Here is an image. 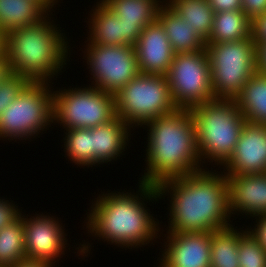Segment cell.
<instances>
[{"label":"cell","instance_id":"6da1fadb","mask_svg":"<svg viewBox=\"0 0 266 267\" xmlns=\"http://www.w3.org/2000/svg\"><path fill=\"white\" fill-rule=\"evenodd\" d=\"M136 190V193L134 190H109L95 197L82 225L86 226L83 229H87V234L125 250L158 243L156 239L159 237L160 240L161 237V222L153 217L154 214L147 207V203L159 201L157 187L138 182Z\"/></svg>","mask_w":266,"mask_h":267},{"label":"cell","instance_id":"7a4b0ae2","mask_svg":"<svg viewBox=\"0 0 266 267\" xmlns=\"http://www.w3.org/2000/svg\"><path fill=\"white\" fill-rule=\"evenodd\" d=\"M217 170L204 168L156 186L160 199H171L166 232H212L232 225L228 179Z\"/></svg>","mask_w":266,"mask_h":267},{"label":"cell","instance_id":"3957f363","mask_svg":"<svg viewBox=\"0 0 266 267\" xmlns=\"http://www.w3.org/2000/svg\"><path fill=\"white\" fill-rule=\"evenodd\" d=\"M142 128H147L148 134L144 150L146 166L139 182L157 186L163 180L204 169L189 109L177 108L172 113L150 120Z\"/></svg>","mask_w":266,"mask_h":267},{"label":"cell","instance_id":"277c9868","mask_svg":"<svg viewBox=\"0 0 266 267\" xmlns=\"http://www.w3.org/2000/svg\"><path fill=\"white\" fill-rule=\"evenodd\" d=\"M52 13L37 23L5 34V54L12 73L31 82H52L70 62L69 38L55 24Z\"/></svg>","mask_w":266,"mask_h":267},{"label":"cell","instance_id":"5b68a950","mask_svg":"<svg viewBox=\"0 0 266 267\" xmlns=\"http://www.w3.org/2000/svg\"><path fill=\"white\" fill-rule=\"evenodd\" d=\"M190 112L202 167L213 164L219 169L232 156L246 121L236 99H212L194 106Z\"/></svg>","mask_w":266,"mask_h":267},{"label":"cell","instance_id":"8992f818","mask_svg":"<svg viewBox=\"0 0 266 267\" xmlns=\"http://www.w3.org/2000/svg\"><path fill=\"white\" fill-rule=\"evenodd\" d=\"M51 83L54 84L29 81L25 85L0 116V140L16 142L30 139L31 142V138L44 134L53 126L54 87Z\"/></svg>","mask_w":266,"mask_h":267},{"label":"cell","instance_id":"52a82bcc","mask_svg":"<svg viewBox=\"0 0 266 267\" xmlns=\"http://www.w3.org/2000/svg\"><path fill=\"white\" fill-rule=\"evenodd\" d=\"M215 99H236L257 72L256 42L252 37L223 43H206Z\"/></svg>","mask_w":266,"mask_h":267},{"label":"cell","instance_id":"ba28073f","mask_svg":"<svg viewBox=\"0 0 266 267\" xmlns=\"http://www.w3.org/2000/svg\"><path fill=\"white\" fill-rule=\"evenodd\" d=\"M116 116L133 130L177 109L166 75L139 73L115 94Z\"/></svg>","mask_w":266,"mask_h":267},{"label":"cell","instance_id":"9c48e42d","mask_svg":"<svg viewBox=\"0 0 266 267\" xmlns=\"http://www.w3.org/2000/svg\"><path fill=\"white\" fill-rule=\"evenodd\" d=\"M82 87V88H81ZM53 125L68 130L95 128L115 119V95L93 86L57 88L53 92Z\"/></svg>","mask_w":266,"mask_h":267},{"label":"cell","instance_id":"30bf717a","mask_svg":"<svg viewBox=\"0 0 266 267\" xmlns=\"http://www.w3.org/2000/svg\"><path fill=\"white\" fill-rule=\"evenodd\" d=\"M166 76L174 105L179 109L190 110L196 105L215 99L206 48L176 53Z\"/></svg>","mask_w":266,"mask_h":267},{"label":"cell","instance_id":"8fae6325","mask_svg":"<svg viewBox=\"0 0 266 267\" xmlns=\"http://www.w3.org/2000/svg\"><path fill=\"white\" fill-rule=\"evenodd\" d=\"M84 42L82 59L86 60L91 86L115 95L140 73L134 46Z\"/></svg>","mask_w":266,"mask_h":267},{"label":"cell","instance_id":"7c38bea8","mask_svg":"<svg viewBox=\"0 0 266 267\" xmlns=\"http://www.w3.org/2000/svg\"><path fill=\"white\" fill-rule=\"evenodd\" d=\"M22 213L25 212L21 211L20 214L23 216L26 258L57 266L56 263L64 257L66 248L70 246L67 243L65 224L50 213H36L34 216Z\"/></svg>","mask_w":266,"mask_h":267},{"label":"cell","instance_id":"4fadbf2b","mask_svg":"<svg viewBox=\"0 0 266 267\" xmlns=\"http://www.w3.org/2000/svg\"><path fill=\"white\" fill-rule=\"evenodd\" d=\"M157 267H210L211 232H166Z\"/></svg>","mask_w":266,"mask_h":267},{"label":"cell","instance_id":"5bb4252c","mask_svg":"<svg viewBox=\"0 0 266 267\" xmlns=\"http://www.w3.org/2000/svg\"><path fill=\"white\" fill-rule=\"evenodd\" d=\"M220 168L225 175L266 173V124L245 121L232 156Z\"/></svg>","mask_w":266,"mask_h":267},{"label":"cell","instance_id":"9a60e30c","mask_svg":"<svg viewBox=\"0 0 266 267\" xmlns=\"http://www.w3.org/2000/svg\"><path fill=\"white\" fill-rule=\"evenodd\" d=\"M225 176L231 217L245 214L253 219L266 214V173Z\"/></svg>","mask_w":266,"mask_h":267},{"label":"cell","instance_id":"2e32d148","mask_svg":"<svg viewBox=\"0 0 266 267\" xmlns=\"http://www.w3.org/2000/svg\"><path fill=\"white\" fill-rule=\"evenodd\" d=\"M134 49L139 71L144 74L167 75L176 54L158 20L145 27Z\"/></svg>","mask_w":266,"mask_h":267},{"label":"cell","instance_id":"e0dca14e","mask_svg":"<svg viewBox=\"0 0 266 267\" xmlns=\"http://www.w3.org/2000/svg\"><path fill=\"white\" fill-rule=\"evenodd\" d=\"M112 12L122 20L123 39L135 46L141 32L150 23L157 20L159 9L166 0H101Z\"/></svg>","mask_w":266,"mask_h":267},{"label":"cell","instance_id":"ac0fdd59","mask_svg":"<svg viewBox=\"0 0 266 267\" xmlns=\"http://www.w3.org/2000/svg\"><path fill=\"white\" fill-rule=\"evenodd\" d=\"M131 127L121 118L116 117L110 122L92 128L93 154L95 166L109 164L125 155L124 151L131 140ZM124 153V154H123Z\"/></svg>","mask_w":266,"mask_h":267},{"label":"cell","instance_id":"d6986e66","mask_svg":"<svg viewBox=\"0 0 266 267\" xmlns=\"http://www.w3.org/2000/svg\"><path fill=\"white\" fill-rule=\"evenodd\" d=\"M88 14V37L87 42L91 44H102L111 46L129 45L124 39V27L119 20L101 0L93 4ZM90 16V17H89Z\"/></svg>","mask_w":266,"mask_h":267},{"label":"cell","instance_id":"ffe728a7","mask_svg":"<svg viewBox=\"0 0 266 267\" xmlns=\"http://www.w3.org/2000/svg\"><path fill=\"white\" fill-rule=\"evenodd\" d=\"M157 20L163 26L175 53L194 52L206 48L205 40L167 3L159 9Z\"/></svg>","mask_w":266,"mask_h":267},{"label":"cell","instance_id":"44dd1931","mask_svg":"<svg viewBox=\"0 0 266 267\" xmlns=\"http://www.w3.org/2000/svg\"><path fill=\"white\" fill-rule=\"evenodd\" d=\"M49 13L37 0H0V30L6 34L10 30L32 25Z\"/></svg>","mask_w":266,"mask_h":267},{"label":"cell","instance_id":"7402d4cb","mask_svg":"<svg viewBox=\"0 0 266 267\" xmlns=\"http://www.w3.org/2000/svg\"><path fill=\"white\" fill-rule=\"evenodd\" d=\"M253 21L242 11L214 13L212 31L206 43H223L252 37Z\"/></svg>","mask_w":266,"mask_h":267},{"label":"cell","instance_id":"603a6c76","mask_svg":"<svg viewBox=\"0 0 266 267\" xmlns=\"http://www.w3.org/2000/svg\"><path fill=\"white\" fill-rule=\"evenodd\" d=\"M236 102L247 122L266 124V75L257 71L244 84Z\"/></svg>","mask_w":266,"mask_h":267},{"label":"cell","instance_id":"cb8c5ba5","mask_svg":"<svg viewBox=\"0 0 266 267\" xmlns=\"http://www.w3.org/2000/svg\"><path fill=\"white\" fill-rule=\"evenodd\" d=\"M234 226L232 224L211 232L210 267H240L239 235L244 231V227L238 229Z\"/></svg>","mask_w":266,"mask_h":267},{"label":"cell","instance_id":"d4e9b609","mask_svg":"<svg viewBox=\"0 0 266 267\" xmlns=\"http://www.w3.org/2000/svg\"><path fill=\"white\" fill-rule=\"evenodd\" d=\"M166 3L205 41L210 37L214 11L208 0H166Z\"/></svg>","mask_w":266,"mask_h":267},{"label":"cell","instance_id":"484cf974","mask_svg":"<svg viewBox=\"0 0 266 267\" xmlns=\"http://www.w3.org/2000/svg\"><path fill=\"white\" fill-rule=\"evenodd\" d=\"M62 141L65 153L70 163L81 168L95 166V155L93 154L92 128H76L64 130ZM86 166V167H85Z\"/></svg>","mask_w":266,"mask_h":267},{"label":"cell","instance_id":"4316f807","mask_svg":"<svg viewBox=\"0 0 266 267\" xmlns=\"http://www.w3.org/2000/svg\"><path fill=\"white\" fill-rule=\"evenodd\" d=\"M26 258L23 216L0 229V267H12Z\"/></svg>","mask_w":266,"mask_h":267},{"label":"cell","instance_id":"83f0119b","mask_svg":"<svg viewBox=\"0 0 266 267\" xmlns=\"http://www.w3.org/2000/svg\"><path fill=\"white\" fill-rule=\"evenodd\" d=\"M238 261L240 267H266V251L247 229L239 235Z\"/></svg>","mask_w":266,"mask_h":267},{"label":"cell","instance_id":"f1b7e54d","mask_svg":"<svg viewBox=\"0 0 266 267\" xmlns=\"http://www.w3.org/2000/svg\"><path fill=\"white\" fill-rule=\"evenodd\" d=\"M28 82L25 77L14 73L0 82V116L7 106L17 98Z\"/></svg>","mask_w":266,"mask_h":267},{"label":"cell","instance_id":"f546056e","mask_svg":"<svg viewBox=\"0 0 266 267\" xmlns=\"http://www.w3.org/2000/svg\"><path fill=\"white\" fill-rule=\"evenodd\" d=\"M10 201L6 200L4 196L0 197V229L13 222L22 211L21 208H18V204L15 205L13 200Z\"/></svg>","mask_w":266,"mask_h":267},{"label":"cell","instance_id":"4dcf8cb0","mask_svg":"<svg viewBox=\"0 0 266 267\" xmlns=\"http://www.w3.org/2000/svg\"><path fill=\"white\" fill-rule=\"evenodd\" d=\"M253 227L246 226L247 231L256 239V241L266 251V214L254 217Z\"/></svg>","mask_w":266,"mask_h":267},{"label":"cell","instance_id":"1f68e13d","mask_svg":"<svg viewBox=\"0 0 266 267\" xmlns=\"http://www.w3.org/2000/svg\"><path fill=\"white\" fill-rule=\"evenodd\" d=\"M242 11L254 21L266 13V0H242Z\"/></svg>","mask_w":266,"mask_h":267},{"label":"cell","instance_id":"d6a6232c","mask_svg":"<svg viewBox=\"0 0 266 267\" xmlns=\"http://www.w3.org/2000/svg\"><path fill=\"white\" fill-rule=\"evenodd\" d=\"M214 13L232 10H242V0H208Z\"/></svg>","mask_w":266,"mask_h":267},{"label":"cell","instance_id":"836d02e7","mask_svg":"<svg viewBox=\"0 0 266 267\" xmlns=\"http://www.w3.org/2000/svg\"><path fill=\"white\" fill-rule=\"evenodd\" d=\"M252 36L255 41H266V13L253 21Z\"/></svg>","mask_w":266,"mask_h":267},{"label":"cell","instance_id":"e575fe53","mask_svg":"<svg viewBox=\"0 0 266 267\" xmlns=\"http://www.w3.org/2000/svg\"><path fill=\"white\" fill-rule=\"evenodd\" d=\"M256 42L257 71L266 75V41Z\"/></svg>","mask_w":266,"mask_h":267},{"label":"cell","instance_id":"d590c367","mask_svg":"<svg viewBox=\"0 0 266 267\" xmlns=\"http://www.w3.org/2000/svg\"><path fill=\"white\" fill-rule=\"evenodd\" d=\"M12 74L6 54L0 55V82Z\"/></svg>","mask_w":266,"mask_h":267},{"label":"cell","instance_id":"8d00e7d4","mask_svg":"<svg viewBox=\"0 0 266 267\" xmlns=\"http://www.w3.org/2000/svg\"><path fill=\"white\" fill-rule=\"evenodd\" d=\"M12 267H53V266L47 262L25 258L23 260H20L18 263L13 264Z\"/></svg>","mask_w":266,"mask_h":267},{"label":"cell","instance_id":"74e56055","mask_svg":"<svg viewBox=\"0 0 266 267\" xmlns=\"http://www.w3.org/2000/svg\"><path fill=\"white\" fill-rule=\"evenodd\" d=\"M39 1L49 12H55L53 8H56V5H59L60 0H37Z\"/></svg>","mask_w":266,"mask_h":267},{"label":"cell","instance_id":"f35d334b","mask_svg":"<svg viewBox=\"0 0 266 267\" xmlns=\"http://www.w3.org/2000/svg\"><path fill=\"white\" fill-rule=\"evenodd\" d=\"M5 54V33L0 30V55Z\"/></svg>","mask_w":266,"mask_h":267}]
</instances>
